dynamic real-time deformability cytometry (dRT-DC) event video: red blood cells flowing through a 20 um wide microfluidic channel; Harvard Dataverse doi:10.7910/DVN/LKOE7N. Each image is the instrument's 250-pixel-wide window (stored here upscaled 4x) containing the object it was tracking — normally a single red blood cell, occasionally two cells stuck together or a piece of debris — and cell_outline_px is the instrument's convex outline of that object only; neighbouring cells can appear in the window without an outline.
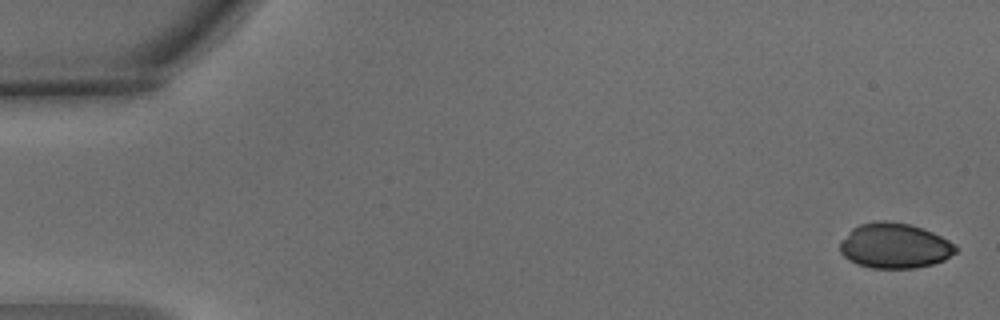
{"species": "common noctule bat (a hibernating species)", "species_latin": "Nyctalus noctula", "temperature_condition": "warm", "stored_images_in_passage": 5, "camera_frame_rate_fps": 3000, "um_per_image_px": 0.085, "animal": {"sex": "male", "body_mass_g": 15.6}, "frame": {"image": 1, "passage_image": 1, "time_ms": 0.0, "image_size_px": [1000, 320], "cell_outline_px": [[956, 252], [944, 260], [932, 264], [916, 268], [872, 268], [856, 264], [848, 260], [840, 252], [840, 240], [852, 228], [860, 224], [876, 220], [888, 220], [908, 224], [924, 228], [956, 244]], "centroid_in_image_um": [76.02, 20.88], "position_along_channel_um": 9.0, "area_um2": 30.69}}